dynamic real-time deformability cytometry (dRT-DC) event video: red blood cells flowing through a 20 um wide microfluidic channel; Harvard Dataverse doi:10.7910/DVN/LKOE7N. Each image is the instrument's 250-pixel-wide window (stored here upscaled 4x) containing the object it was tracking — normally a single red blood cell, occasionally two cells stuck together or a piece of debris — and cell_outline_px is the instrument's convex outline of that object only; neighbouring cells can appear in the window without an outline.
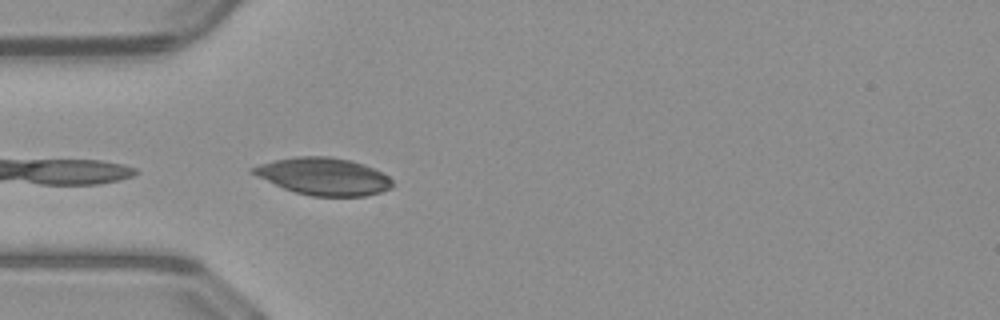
{"species": "common noctule bat (a hibernating species)", "species_latin": "Nyctalus noctula", "temperature_condition": "warm", "stored_images_in_passage": 35, "camera_frame_rate_fps": 3000, "um_per_image_px": 0.085, "animal": {"sex": "male", "body_mass_g": 23.1, "forearm_length_mm": 52.7}, "frame": {"image": 1, "passage_image": 1, "time_ms": 0.0, "image_size_px": [1000, 320], "cell_outline_px": [[396, 184], [392, 188], [380, 192], [364, 196], [312, 196], [296, 192], [284, 188], [256, 176], [248, 172], [248, 168], [260, 164], [276, 160], [296, 156], [328, 156], [352, 160], [364, 164], [384, 172]], "centroid_in_image_um": [27.53, 14.98], "position_along_channel_um": 57.5, "area_um2": 30.52}}
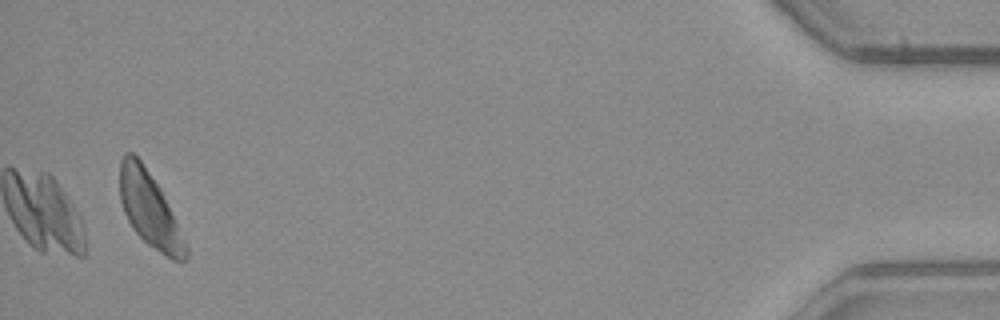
{"frame": {"image": 2, "passage_image": 35, "time_ms": 11.333, "image_size_px": [1000, 320], "cell_outline_px": [[188, 256], [184, 260], [172, 260], [148, 244], [132, 228], [124, 212], [120, 200], [120, 160], [124, 152], [132, 152], [140, 160], [160, 188], [188, 244]], "centroid_in_image_um": [12.72, 17.82], "position_along_channel_um": 422.5, "area_um2": 28.5}}